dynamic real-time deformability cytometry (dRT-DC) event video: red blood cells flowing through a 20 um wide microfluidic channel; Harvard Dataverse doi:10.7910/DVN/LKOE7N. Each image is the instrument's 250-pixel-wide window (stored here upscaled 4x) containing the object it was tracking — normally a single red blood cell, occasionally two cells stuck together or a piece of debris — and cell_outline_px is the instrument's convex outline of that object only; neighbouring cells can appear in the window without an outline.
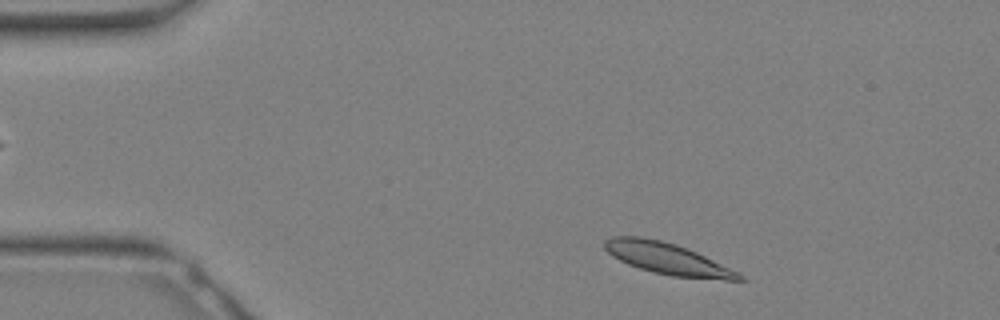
{"species": "Egyptian fruit bat (a non-hibernating species)", "species_latin": "Rousettus aegyptiacus", "temperature_condition": "warm", "stored_images_in_passage": 28, "camera_frame_rate_fps": 3000, "um_per_image_px": 0.085, "animal": {"sex": "female"}, "frame": {"image": 1, "passage_image": 1, "time_ms": 0.0, "image_size_px": [1000, 320], "cell_outline_px": [[748, 280], [724, 280], [672, 276], [652, 272], [628, 264], [612, 256], [604, 248], [604, 240], [612, 236], [640, 236], [660, 240], [676, 244], [688, 248], [740, 272]], "centroid_in_image_um": [56.76, 21.99], "position_along_channel_um": 28.2, "area_um2": 24.85}}
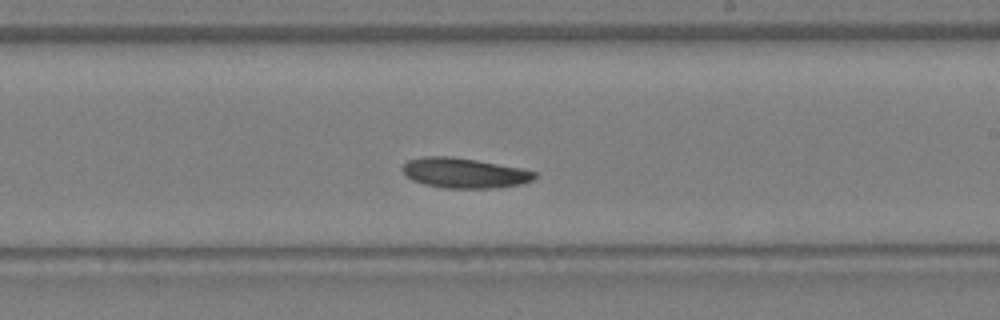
{"frame": {"image": 2, "passage_image": 15, "time_ms": 4.667, "image_size_px": [1000, 320], "cell_outline_px": [[536, 176], [532, 180], [520, 184], [496, 188], [444, 188], [424, 184], [412, 180], [400, 168], [408, 160], [424, 156], [448, 156], [476, 160], [520, 168], [536, 172]], "centroid_in_image_um": [39.44, 14.7], "position_along_channel_um": 249.6, "area_um2": 23.0}}
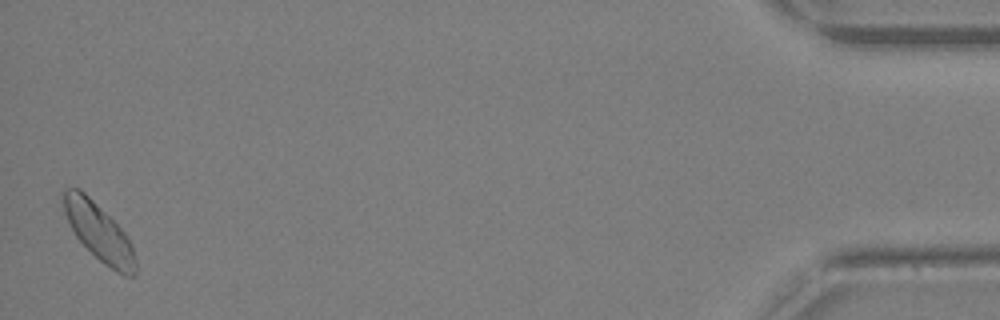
{"frame": {"image": 3, "passage_image": 28, "time_ms": 9.0, "image_size_px": [1000, 320], "cell_outline_px": [[136, 272], [132, 276], [124, 276], [116, 272], [104, 264], [76, 236], [64, 212], [60, 200], [60, 192], [64, 188], [80, 188], [124, 232], [132, 244], [136, 260]], "centroid_in_image_um": [8.38, 19.7], "position_along_channel_um": 426.8, "area_um2": 23.87}}